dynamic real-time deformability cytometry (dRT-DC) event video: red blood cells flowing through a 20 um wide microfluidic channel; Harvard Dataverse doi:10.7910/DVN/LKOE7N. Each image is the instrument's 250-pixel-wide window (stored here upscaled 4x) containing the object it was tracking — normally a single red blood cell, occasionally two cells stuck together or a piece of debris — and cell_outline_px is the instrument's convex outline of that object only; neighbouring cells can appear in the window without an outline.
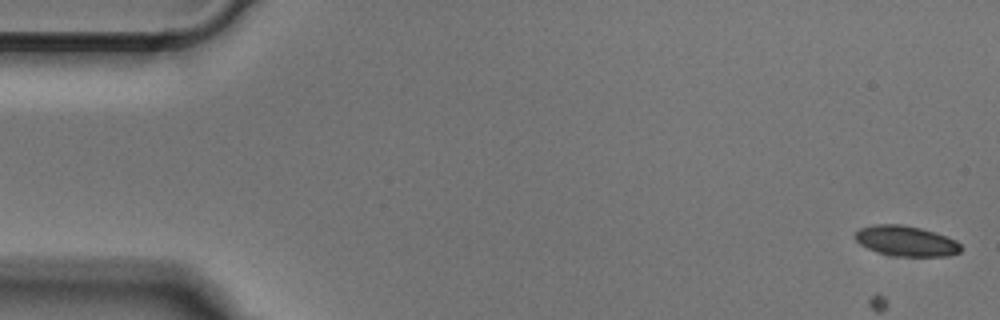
{"species": "Egyptian fruit bat (a non-hibernating species)", "species_latin": "Rousettus aegyptiacus", "temperature_condition": "cold", "stored_images_in_passage": 51, "camera_frame_rate_fps": 3000, "um_per_image_px": 0.085, "animal": {"sex": "male"}, "frame": {"image": 1, "passage_image": 1, "time_ms": 0.0, "image_size_px": [1000, 320], "cell_outline_px": [[964, 248], [960, 252], [948, 256], [896, 256], [876, 252], [860, 244], [852, 236], [860, 228], [872, 224], [900, 224], [920, 228], [936, 232], [956, 240]], "centroid_in_image_um": [77.02, 20.48], "position_along_channel_um": 8.0, "area_um2": 18.9}}
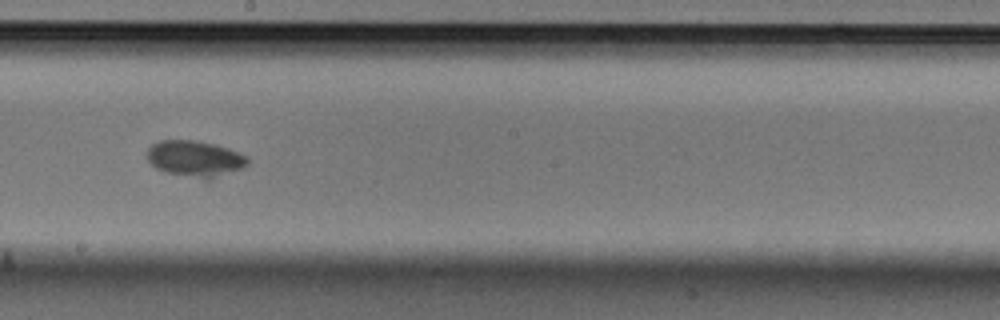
{"frame": {"image": 2, "passage_image": 28, "time_ms": 9.0, "image_size_px": [1000, 320], "cell_outline_px": [[248, 164], [244, 168], [212, 180], [204, 180], [168, 172], [156, 168], [148, 160], [144, 152], [152, 144], [160, 140], [192, 140], [216, 144], [228, 148], [248, 156]], "centroid_in_image_um": [16.6, 13.5], "position_along_channel_um": 231.6, "area_um2": 21.56}}
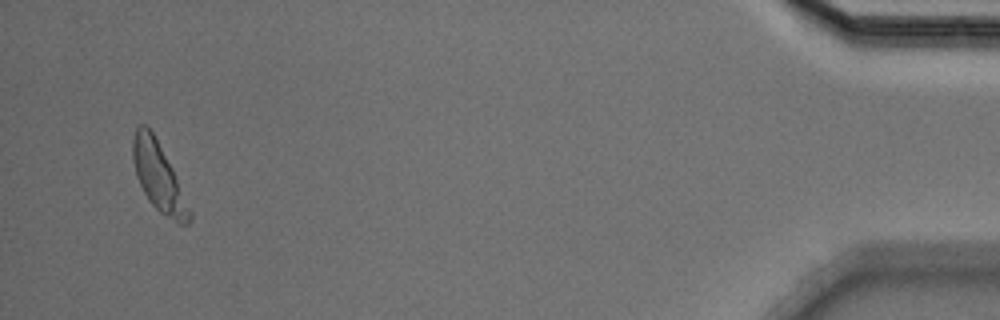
{"frame": {"image": 3, "passage_image": 49, "time_ms": 16.0, "image_size_px": [1000, 320], "cell_outline_px": [[192, 216], [188, 224], [180, 224], [160, 212], [148, 200], [136, 176], [132, 160], [132, 140], [136, 128], [140, 124], [144, 124], [152, 132], [172, 168], [192, 212]], "centroid_in_image_um": [13.46, 15.04], "position_along_channel_um": 421.7, "area_um2": 22.2}}